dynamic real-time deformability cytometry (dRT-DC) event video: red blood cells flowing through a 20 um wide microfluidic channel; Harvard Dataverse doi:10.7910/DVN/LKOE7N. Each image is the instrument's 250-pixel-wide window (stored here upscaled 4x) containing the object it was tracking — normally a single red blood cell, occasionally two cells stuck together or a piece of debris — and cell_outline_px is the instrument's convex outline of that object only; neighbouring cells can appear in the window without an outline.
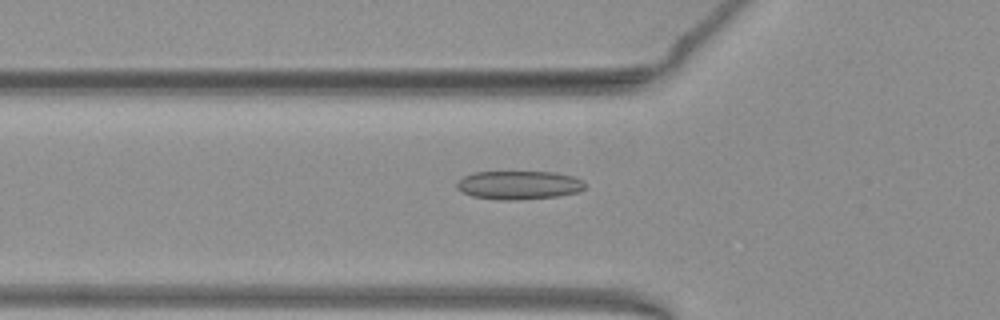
{"species": "common noctule bat (a hibernating species)", "species_latin": "Nyctalus noctula", "temperature_condition": "warm", "stored_images_in_passage": 48, "camera_frame_rate_fps": 3000, "um_per_image_px": 0.085, "animal": {"sex": "female", "body_mass_g": 19.3, "forearm_length_mm": 54.1}, "frame": {"image": 1, "passage_image": 14, "time_ms": 4.333, "image_size_px": [1000, 320], "cell_outline_px": [[584, 188], [576, 192], [556, 196], [516, 200], [504, 200], [472, 196], [456, 188], [456, 184], [464, 176], [472, 172], [552, 172], [572, 176], [580, 180], [584, 184]], "centroid_in_image_um": [44.06, 15.73], "position_along_channel_um": 81.7, "area_um2": 20.98}}
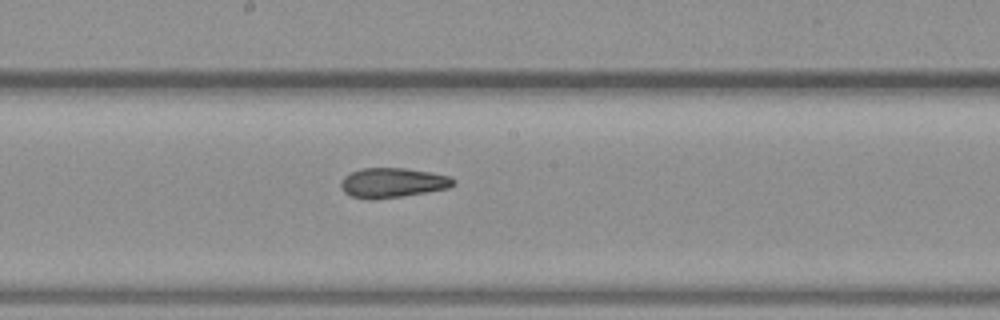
{"frame": {"image": 2, "passage_image": 24, "time_ms": 7.667, "image_size_px": [1000, 320], "cell_outline_px": [[456, 184], [448, 188], [404, 196], [376, 200], [368, 200], [352, 196], [344, 192], [340, 188], [340, 184], [344, 176], [360, 168], [404, 168], [428, 172], [448, 176], [456, 180]], "centroid_in_image_um": [33.34, 15.55], "position_along_channel_um": 214.9, "area_um2": 19.59}}
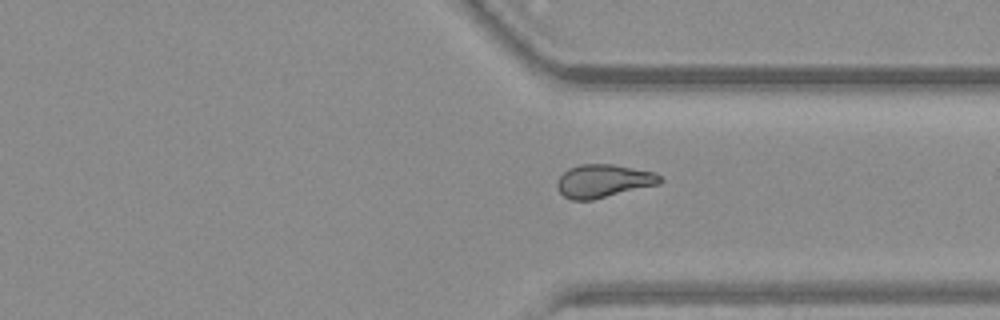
{"frame": {"image": 3, "passage_image": 35, "time_ms": 11.333, "image_size_px": [1000, 320], "cell_outline_px": [[664, 180], [660, 184], [592, 200], [572, 200], [564, 196], [556, 188], [556, 180], [568, 168], [580, 164], [612, 164], [656, 172]], "centroid_in_image_um": [51.29, 15.38], "position_along_channel_um": 360.1, "area_um2": 20.06}, "authors_computed_cell_mechanics": {"area_um2": 19.9699, "velocity_mm_per_s": 3.9675, "shape_relaxation_time_tau1_ms": null, "shape_relaxation_time_tau2_ms": 2.3319, "deformation_change_tau1": null, "deformation_change_tau2": 0.0896}}